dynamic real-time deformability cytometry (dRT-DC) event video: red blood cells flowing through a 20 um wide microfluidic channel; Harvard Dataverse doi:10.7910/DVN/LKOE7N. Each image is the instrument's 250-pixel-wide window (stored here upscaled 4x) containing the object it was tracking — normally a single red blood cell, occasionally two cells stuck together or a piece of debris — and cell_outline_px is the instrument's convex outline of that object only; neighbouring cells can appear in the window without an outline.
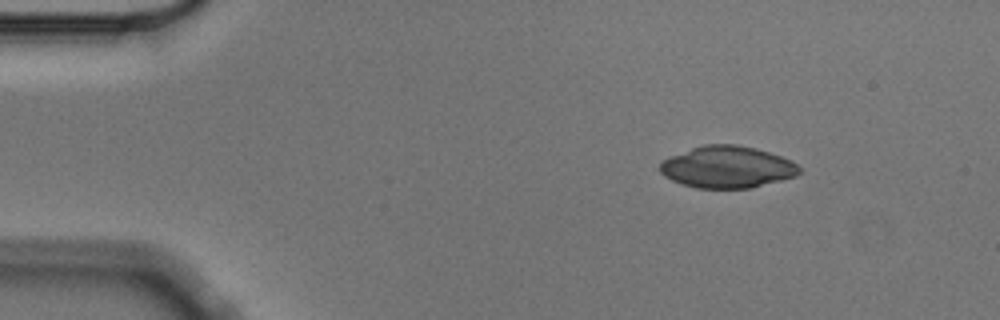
{"species": "Egyptian fruit bat (a non-hibernating species)", "species_latin": "Rousettus aegyptiacus", "temperature_condition": "cold", "stored_images_in_passage": 3, "camera_frame_rate_fps": 3000, "um_per_image_px": 0.085, "animal": {"sex": "male"}, "frame": {"image": 1, "passage_image": 1, "time_ms": 0.0, "image_size_px": [1000, 320], "cell_outline_px": [[804, 172], [796, 176], [752, 188], [696, 188], [680, 184], [664, 176], [660, 172], [660, 160], [692, 148], [704, 144], [736, 144], [756, 148], [792, 160]], "centroid_in_image_um": [61.82, 14.2], "position_along_channel_um": 23.2, "area_um2": 34.22}}